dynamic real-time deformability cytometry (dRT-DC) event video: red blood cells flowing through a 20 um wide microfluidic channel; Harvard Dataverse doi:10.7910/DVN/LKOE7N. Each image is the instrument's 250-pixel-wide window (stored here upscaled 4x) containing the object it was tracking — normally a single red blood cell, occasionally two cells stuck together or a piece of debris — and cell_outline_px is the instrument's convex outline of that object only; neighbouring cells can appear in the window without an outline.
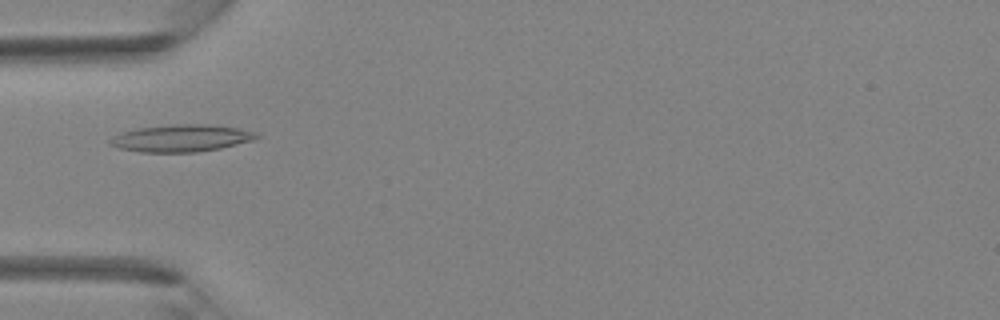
{"species": "Egyptian fruit bat (a non-hibernating species)", "species_latin": "Rousettus aegyptiacus", "temperature_condition": "room temperature", "stored_images_in_passage": 35, "camera_frame_rate_fps": 3000, "um_per_image_px": 0.085, "animal": {"sex": "female"}, "frame": {"image": 1, "passage_image": 7, "time_ms": 2.0, "image_size_px": [1000, 320], "cell_outline_px": [[260, 136], [252, 140], [220, 148], [196, 152], [140, 152], [120, 148], [108, 144], [108, 140], [124, 132], [140, 128], [176, 124], [208, 124], [240, 128], [252, 132]], "centroid_in_image_um": [15.41, 11.75], "position_along_channel_um": 69.6, "area_um2": 22.77}}
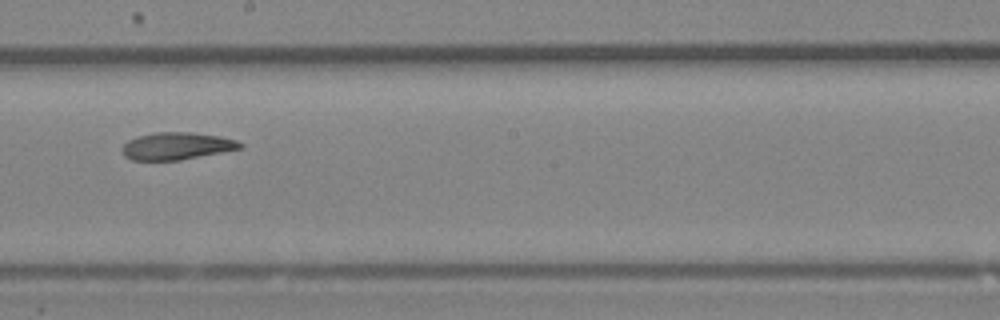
{"frame": {"image": 2, "passage_image": 17, "time_ms": 5.333, "image_size_px": [1000, 320], "cell_outline_px": [[244, 148], [180, 160], [132, 160], [124, 156], [120, 148], [128, 140], [136, 136], [156, 132], [188, 132], [220, 136], [236, 140], [244, 144]], "centroid_in_image_um": [15.01, 12.41], "position_along_channel_um": 233.2, "area_um2": 18.9}}
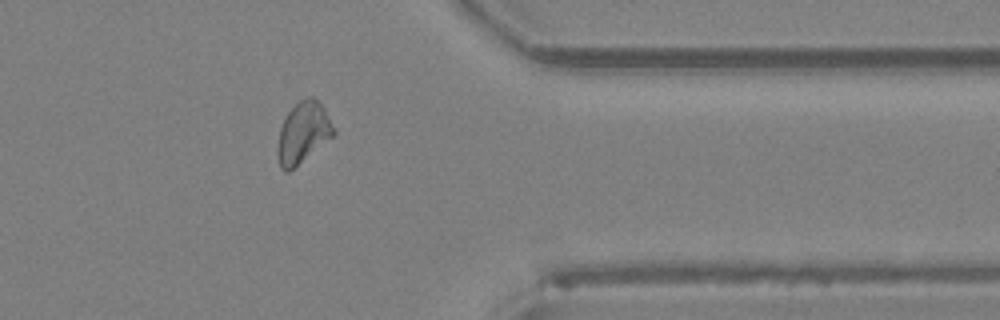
{"frame": {"image": 3, "passage_image": 27, "time_ms": 8.667, "image_size_px": [1000, 320], "cell_outline_px": [[336, 132], [332, 136], [288, 172], [284, 172], [280, 168], [276, 152], [276, 148], [280, 128], [288, 112], [300, 100], [308, 96], [312, 96], [324, 108], [336, 128]], "centroid_in_image_um": [25.74, 11.27], "position_along_channel_um": 385.7, "area_um2": 19.71}}